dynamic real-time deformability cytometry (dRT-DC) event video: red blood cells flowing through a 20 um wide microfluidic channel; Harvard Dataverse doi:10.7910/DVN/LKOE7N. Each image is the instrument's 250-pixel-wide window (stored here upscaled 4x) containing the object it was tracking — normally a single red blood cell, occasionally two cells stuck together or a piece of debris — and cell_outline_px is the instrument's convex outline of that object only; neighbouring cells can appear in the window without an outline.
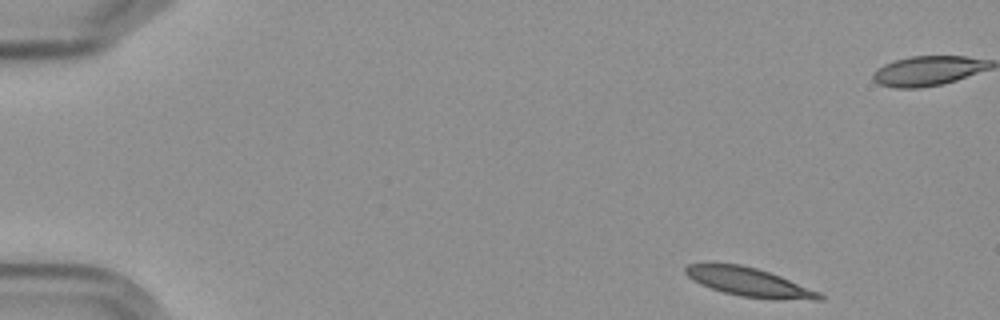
{"species": "Egyptian fruit bat (a non-hibernating species)", "species_latin": "Rousettus aegyptiacus", "temperature_condition": "cold", "stored_images_in_passage": 5, "camera_frame_rate_fps": 3000, "um_per_image_px": 0.085, "frame": {"image": 1, "passage_image": 1, "time_ms": 0.0, "image_size_px": [1000, 320], "cell_outline_px": [[824, 300], [812, 300], [740, 296], [724, 292], [700, 284], [692, 280], [684, 272], [684, 268], [688, 264], [740, 264], [756, 268], [780, 276], [820, 292], [824, 296]], "centroid_in_image_um": [63.66, 23.97], "position_along_channel_um": 21.3, "area_um2": 21.85}}